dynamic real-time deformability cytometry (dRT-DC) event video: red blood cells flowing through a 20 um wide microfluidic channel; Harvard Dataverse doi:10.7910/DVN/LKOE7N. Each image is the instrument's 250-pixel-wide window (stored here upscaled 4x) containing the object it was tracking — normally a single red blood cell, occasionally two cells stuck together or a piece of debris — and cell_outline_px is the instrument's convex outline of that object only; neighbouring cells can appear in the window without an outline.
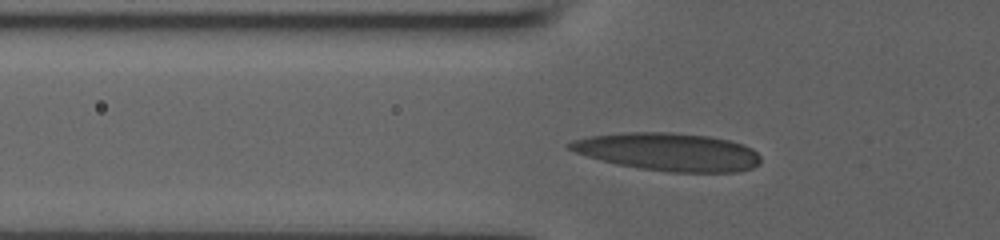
{"species": "human", "species_latin": "Homo sapiens", "temperature_condition": "room temperature", "stored_images_in_passage": 39, "camera_frame_rate_fps": 3000, "um_per_image_px": 0.085, "donor": {"sex": "male"}, "frame": {"image": 1, "passage_image": 12, "time_ms": 3.667, "image_size_px": [1000, 240], "cell_outline_px": [[760, 164], [752, 168], [740, 172], [668, 172], [640, 168], [616, 164], [588, 156], [576, 152], [568, 148], [564, 144], [572, 140], [592, 136], [624, 132], [672, 132], [708, 136], [728, 140], [744, 144], [752, 148], [760, 156]], "centroid_in_image_um": [56.82, 12.91], "position_along_channel_um": 69.0, "area_um2": 42.25}}
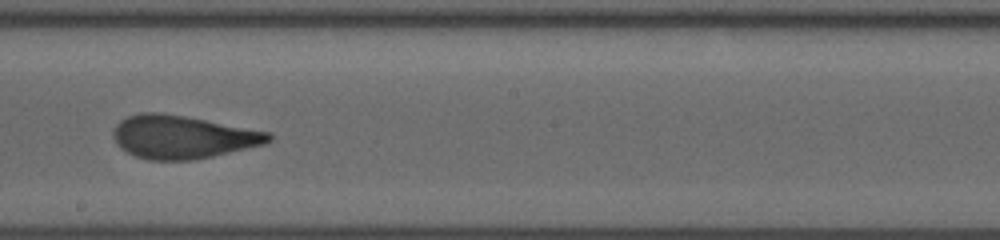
{"frame": {"image": 2, "passage_image": 24, "time_ms": 7.667, "image_size_px": [1000, 240], "cell_outline_px": [[272, 140], [264, 144], [212, 156], [192, 160], [148, 160], [136, 156], [120, 148], [116, 144], [112, 136], [112, 132], [116, 124], [120, 120], [128, 116], [140, 112], [160, 112], [184, 116], [272, 132]], "centroid_in_image_um": [15.49, 11.63], "position_along_channel_um": 232.7, "area_um2": 39.07}}
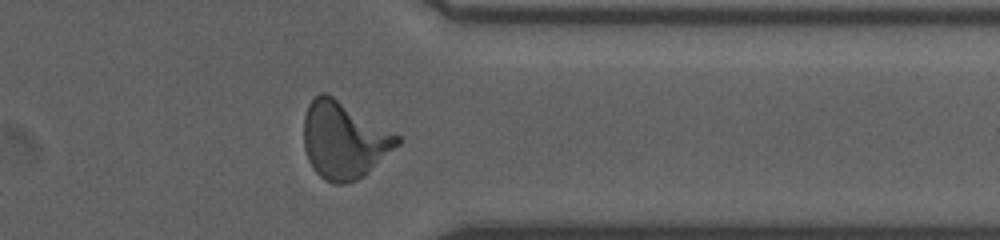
{"frame": {"image": 3, "passage_image": 35, "time_ms": 11.333, "image_size_px": [1000, 240], "cell_outline_px": [[400, 144], [364, 176], [356, 180], [344, 184], [332, 184], [324, 180], [312, 168], [308, 160], [304, 148], [304, 116], [308, 104], [320, 92], [324, 92], [332, 96], [400, 136]], "centroid_in_image_um": [29.21, 11.94], "position_along_channel_um": 382.2, "area_um2": 41.67}}